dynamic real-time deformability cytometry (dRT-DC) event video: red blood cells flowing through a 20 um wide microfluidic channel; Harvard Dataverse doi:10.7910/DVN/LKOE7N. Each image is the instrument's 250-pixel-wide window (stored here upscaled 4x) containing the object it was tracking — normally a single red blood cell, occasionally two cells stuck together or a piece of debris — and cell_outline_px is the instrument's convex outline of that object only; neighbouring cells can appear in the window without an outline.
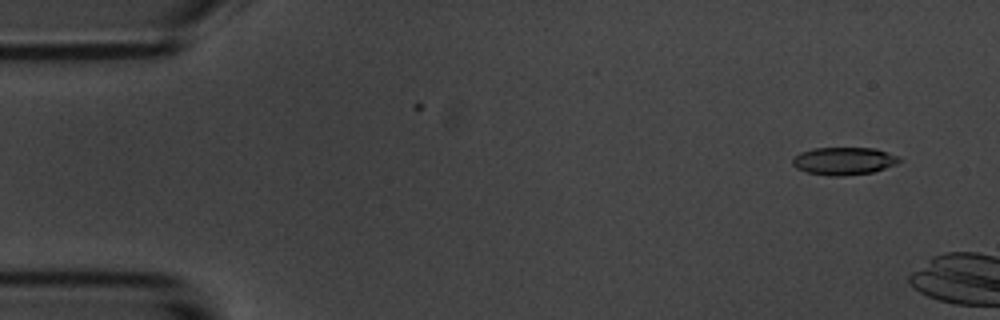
{"species": "common noctule bat (a hibernating species)", "species_latin": "Nyctalus noctula", "temperature_condition": "room temperature", "stored_images_in_passage": 2, "camera_frame_rate_fps": 3000, "um_per_image_px": 0.085, "animal": {"sex": "male", "body_mass_g": 20.1, "forearm_length_mm": 53.5}, "frame": {"image": 1, "passage_image": 1, "time_ms": 0.0, "image_size_px": [1000, 320], "cell_outline_px": [[900, 160], [896, 164], [872, 172], [844, 176], [828, 176], [808, 172], [796, 168], [792, 164], [792, 160], [800, 152], [812, 148], [876, 148], [900, 156]], "centroid_in_image_um": [71.73, 13.68], "position_along_channel_um": 13.3, "area_um2": 17.22}}